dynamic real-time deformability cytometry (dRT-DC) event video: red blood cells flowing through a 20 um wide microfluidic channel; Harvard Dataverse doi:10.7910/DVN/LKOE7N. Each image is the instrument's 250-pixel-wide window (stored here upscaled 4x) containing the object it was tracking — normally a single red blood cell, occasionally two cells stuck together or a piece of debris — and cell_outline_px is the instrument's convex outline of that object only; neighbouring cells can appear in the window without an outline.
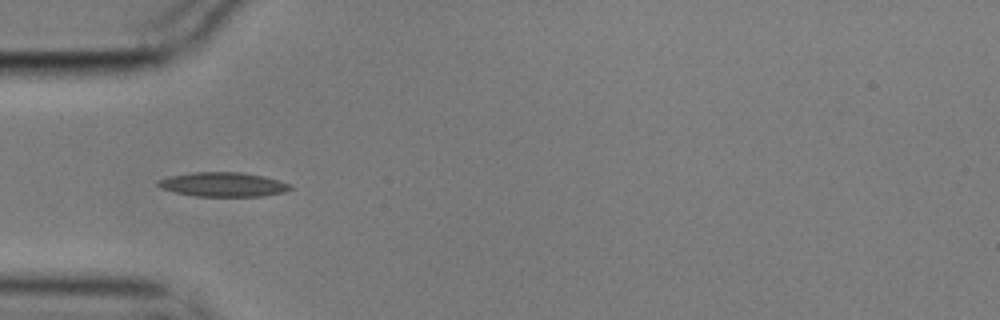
{"species": "common noctule bat (a hibernating species)", "species_latin": "Nyctalus noctula", "temperature_condition": "cold", "stored_images_in_passage": 5, "camera_frame_rate_fps": 3000, "um_per_image_px": 0.085, "animal": {"sex": "male", "body_mass_g": 17.9}, "frame": {"image": 1, "passage_image": 4, "time_ms": 1.0, "image_size_px": [1000, 320], "cell_outline_px": [[292, 188], [284, 192], [264, 196], [196, 196], [176, 192], [160, 188], [156, 184], [156, 180], [168, 176], [192, 172], [244, 172], [264, 176], [280, 180], [292, 184]], "centroid_in_image_um": [18.97, 15.67], "position_along_channel_um": 66.0, "area_um2": 18.96}}
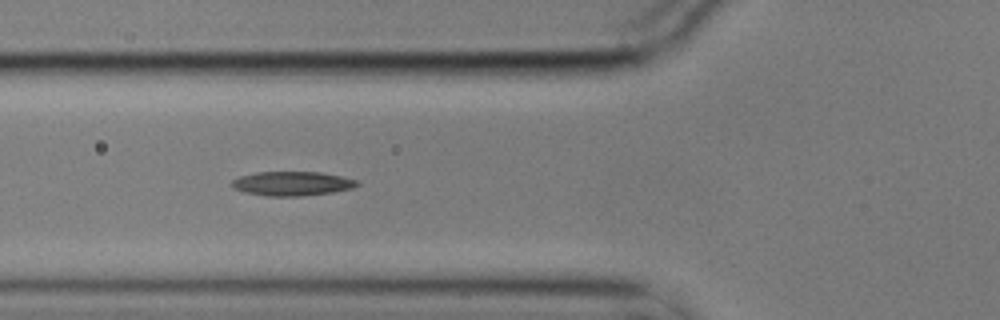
{"frame": {"image": 2, "passage_image": 5, "time_ms": 1.333, "image_size_px": [1000, 320], "cell_outline_px": [[360, 184], [352, 188], [332, 192], [300, 196], [268, 196], [244, 192], [236, 188], [232, 184], [232, 180], [240, 176], [256, 172], [320, 172], [340, 176], [356, 180]], "centroid_in_image_um": [24.83, 15.6], "position_along_channel_um": 101.0, "area_um2": 17.46}}